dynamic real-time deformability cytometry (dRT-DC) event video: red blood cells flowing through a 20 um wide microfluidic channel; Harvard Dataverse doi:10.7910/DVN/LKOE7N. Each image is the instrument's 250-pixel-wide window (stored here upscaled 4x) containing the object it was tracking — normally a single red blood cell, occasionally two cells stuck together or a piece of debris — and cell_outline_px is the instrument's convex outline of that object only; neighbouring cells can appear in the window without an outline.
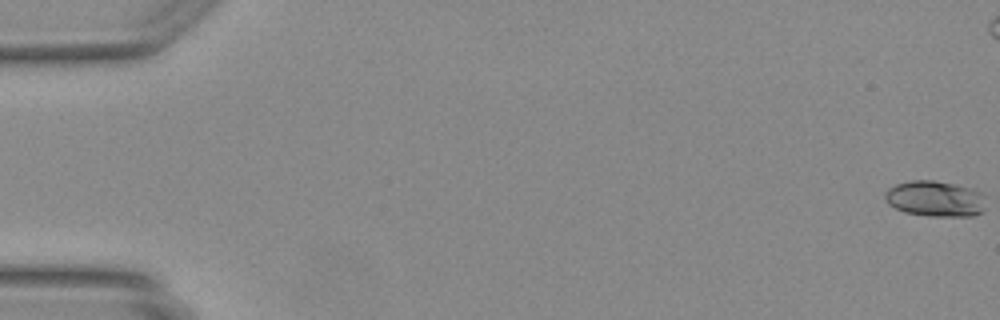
{"species": "Egyptian fruit bat (a non-hibernating species)", "species_latin": "Rousettus aegyptiacus", "temperature_condition": "warm", "stored_images_in_passage": 43, "camera_frame_rate_fps": 3000, "um_per_image_px": 0.085, "animal": {"sex": "female"}, "frame": {"image": 1, "passage_image": 1, "time_ms": 0.0, "image_size_px": [1000, 320], "cell_outline_px": [[984, 212], [972, 216], [928, 216], [904, 212], [888, 204], [884, 200], [884, 192], [888, 188], [896, 184], [912, 180], [932, 180], [952, 184], [968, 188], [980, 192], [984, 208]], "centroid_in_image_um": [79.42, 16.9], "position_along_channel_um": 5.6, "area_um2": 20.87}}
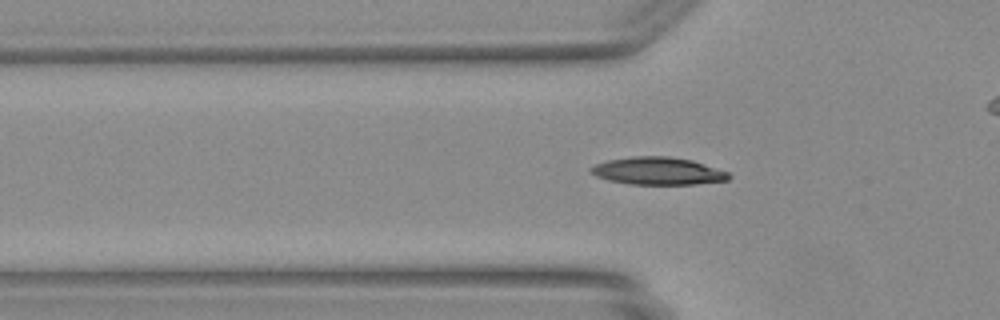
{"frame": {"image": 2, "passage_image": 17, "time_ms": 5.333, "image_size_px": [1000, 320], "cell_outline_px": [[732, 176], [728, 180], [696, 184], [628, 184], [608, 180], [596, 176], [588, 172], [588, 168], [596, 164], [608, 160], [632, 156], [668, 156], [692, 160], [728, 172]], "centroid_in_image_um": [55.89, 14.53], "position_along_channel_um": 69.9, "area_um2": 22.2}}
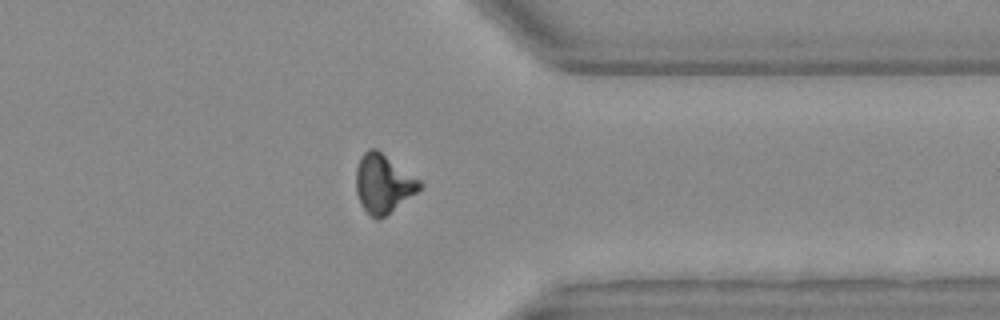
{"frame": {"image": 3, "passage_image": 39, "time_ms": 12.667, "image_size_px": [1000, 320], "cell_outline_px": [[424, 184], [416, 192], [384, 216], [376, 220], [360, 204], [356, 192], [356, 168], [360, 156], [368, 148], [376, 148], [420, 180]], "centroid_in_image_um": [32.54, 15.58], "position_along_channel_um": 378.9, "area_um2": 21.44}}